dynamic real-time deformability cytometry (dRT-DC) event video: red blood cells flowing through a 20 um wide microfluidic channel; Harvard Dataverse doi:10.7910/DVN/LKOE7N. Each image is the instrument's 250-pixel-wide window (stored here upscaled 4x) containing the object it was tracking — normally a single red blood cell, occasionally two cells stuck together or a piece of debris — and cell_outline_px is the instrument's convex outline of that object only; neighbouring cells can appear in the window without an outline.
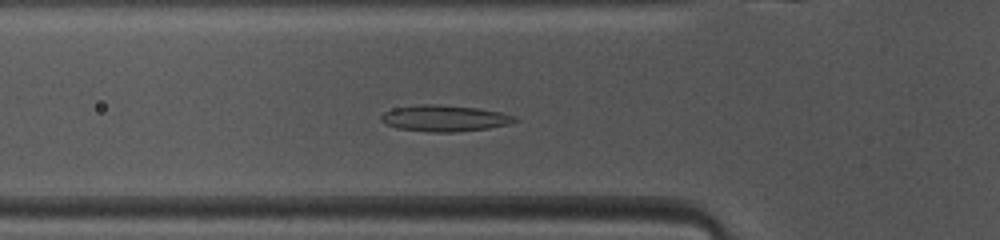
{"species": "common noctule bat (a hibernating species)", "species_latin": "Nyctalus noctula", "temperature_condition": "warm", "stored_images_in_passage": 32, "camera_frame_rate_fps": 3000, "um_per_image_px": 0.085, "animal": {"sex": "female", "body_mass_g": 10.0, "forearm_length_mm": 53.1}, "frame": {"image": 1, "passage_image": 6, "time_ms": 1.667, "image_size_px": [1000, 240], "cell_outline_px": [[520, 120], [508, 124], [488, 128], [456, 132], [432, 132], [396, 128], [380, 120], [380, 116], [384, 112], [392, 108], [420, 104], [440, 104], [476, 108], [500, 112], [516, 116]], "centroid_in_image_um": [37.78, 10.05], "position_along_channel_um": 88.0, "area_um2": 20.52}}
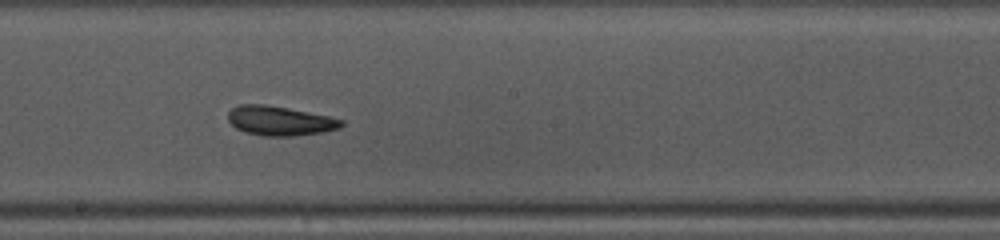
{"frame": {"image": 2, "passage_image": 16, "time_ms": 5.0, "image_size_px": [1000, 240], "cell_outline_px": [[344, 124], [340, 128], [320, 132], [292, 136], [264, 136], [244, 132], [236, 128], [228, 120], [228, 112], [232, 108], [240, 104], [264, 104], [288, 108], [328, 116], [344, 120]], "centroid_in_image_um": [23.77, 10.26], "position_along_channel_um": 224.4, "area_um2": 19.36}}
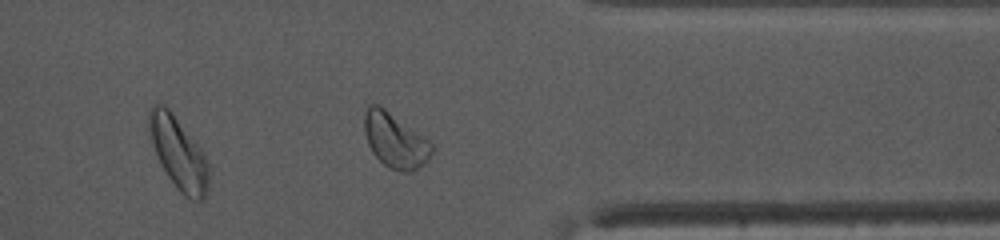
{"frame": {"image": 3, "passage_image": 28, "time_ms": 9.0, "image_size_px": [1000, 240], "cell_outline_px": [[436, 148], [428, 160], [424, 164], [408, 172], [400, 172], [388, 168], [372, 152], [368, 144], [364, 132], [364, 112], [368, 104], [376, 104], [384, 108], [428, 140]], "centroid_in_image_um": [33.57, 11.95], "position_along_channel_um": 377.8, "area_um2": 21.44}, "authors_computed_cell_mechanics": {"area_um2": 19.6231, "velocity_mm_per_s": 4.0667, "shape_relaxation_time_tau1_ms": 3.4934, "shape_relaxation_time_tau2_ms": 1.2899, "deformation_change_tau1": 0.1166, "deformation_change_tau2": 0.0754}}